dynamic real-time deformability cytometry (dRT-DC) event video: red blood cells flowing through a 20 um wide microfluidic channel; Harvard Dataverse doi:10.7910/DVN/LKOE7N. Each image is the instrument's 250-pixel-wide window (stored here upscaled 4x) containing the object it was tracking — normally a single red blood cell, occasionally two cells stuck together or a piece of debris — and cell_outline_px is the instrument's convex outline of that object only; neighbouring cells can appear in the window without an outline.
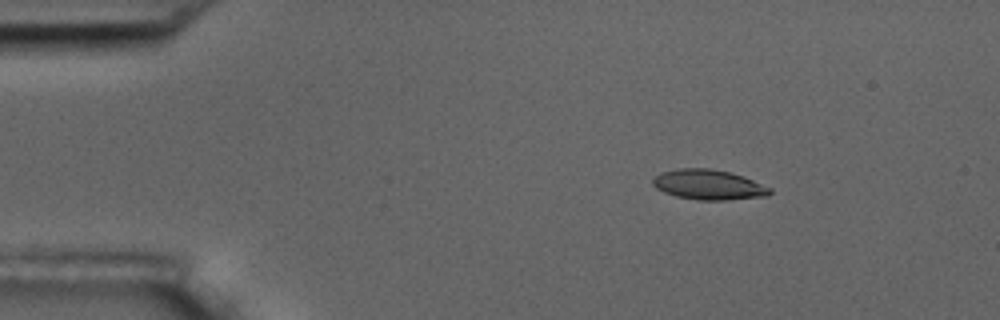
{"species": "common noctule bat (a hibernating species)", "species_latin": "Nyctalus noctula", "temperature_condition": "room temperature", "stored_images_in_passage": 4, "camera_frame_rate_fps": 3000, "um_per_image_px": 0.085, "animal": {"sex": "male", "body_mass_g": 17.5, "forearm_length_mm": 52.3}, "frame": {"image": 1, "passage_image": 1, "time_ms": 0.0, "image_size_px": [1000, 320], "cell_outline_px": [[772, 192], [768, 196], [728, 200], [700, 200], [676, 196], [664, 192], [656, 188], [652, 184], [652, 180], [660, 172], [676, 168], [708, 168], [728, 172], [744, 176], [772, 188]], "centroid_in_image_um": [60.24, 15.7], "position_along_channel_um": 24.8, "area_um2": 20.63}}
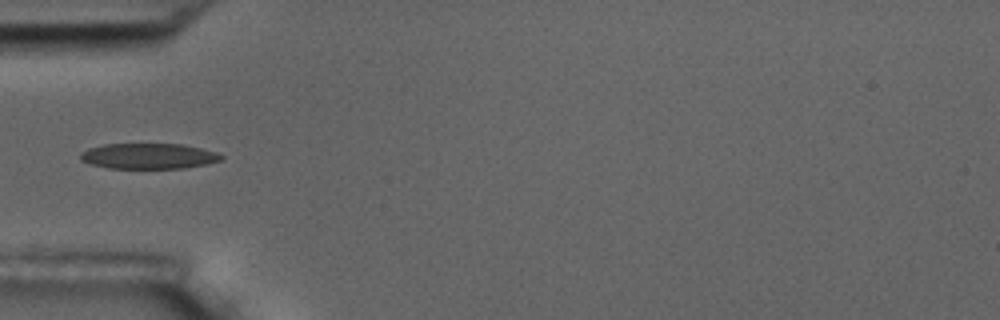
{"frame": {"image": 2, "passage_image": 4, "time_ms": 3.333, "image_size_px": [1000, 320], "cell_outline_px": [[224, 156], [220, 160], [208, 164], [184, 168], [108, 168], [92, 164], [80, 160], [80, 152], [88, 148], [104, 144], [184, 144], [216, 152]], "centroid_in_image_um": [12.62, 13.26], "position_along_channel_um": 72.4, "area_um2": 20.98}}